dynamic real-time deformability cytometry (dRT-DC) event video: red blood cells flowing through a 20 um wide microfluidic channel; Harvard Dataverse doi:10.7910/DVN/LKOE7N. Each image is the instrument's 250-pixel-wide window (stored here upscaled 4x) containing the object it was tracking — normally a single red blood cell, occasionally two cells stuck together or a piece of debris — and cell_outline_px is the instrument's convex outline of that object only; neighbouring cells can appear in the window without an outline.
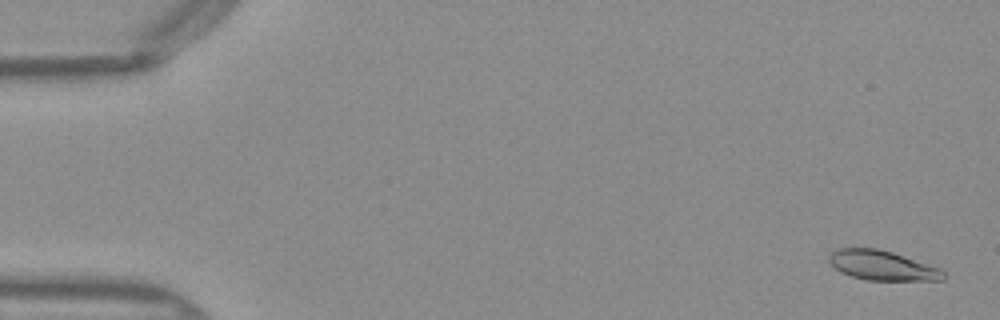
{"species": "Egyptian fruit bat (a non-hibernating species)", "species_latin": "Rousettus aegyptiacus", "temperature_condition": "warm", "stored_images_in_passage": 52, "segment_of_instrument_passage": [1, 2], "camera_frame_rate_fps": 3000, "um_per_image_px": 0.085, "frame": {"image": 1, "passage_image": 2, "time_ms": 0.333, "image_size_px": [1000, 320], "cell_outline_px": [[948, 276], [944, 280], [868, 280], [852, 276], [840, 272], [828, 260], [828, 256], [832, 252], [840, 248], [876, 248], [892, 252], [940, 268]], "centroid_in_image_um": [75.01, 22.57], "position_along_channel_um": 10.0, "area_um2": 19.65}}
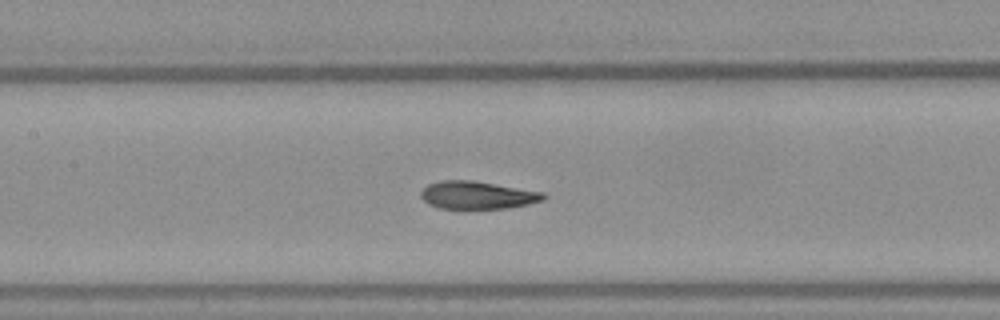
{"frame": {"image": 2, "passage_image": 24, "time_ms": 7.667, "image_size_px": [1000, 320], "cell_outline_px": [[548, 196], [544, 200], [528, 204], [508, 208], [464, 212], [440, 208], [428, 204], [420, 196], [420, 192], [428, 184], [440, 180], [472, 180], [544, 192]], "centroid_in_image_um": [40.56, 16.63], "position_along_channel_um": 166.8, "area_um2": 20.81}}
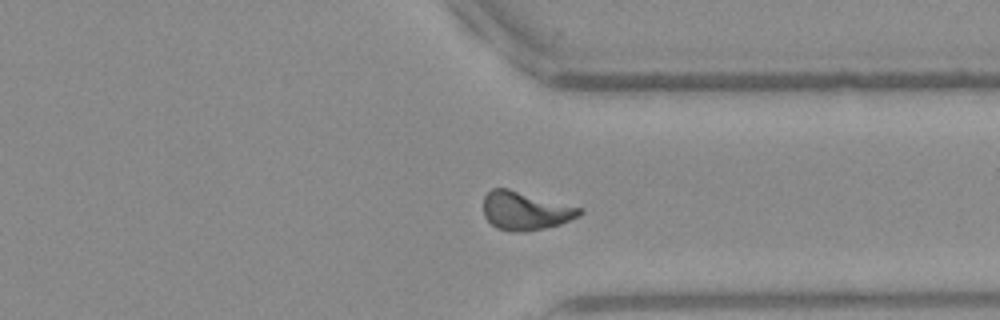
{"frame": {"image": 3, "passage_image": 39, "time_ms": 12.667, "image_size_px": [1000, 320], "cell_outline_px": [[584, 212], [580, 216], [560, 224], [544, 228], [524, 232], [508, 232], [496, 228], [484, 216], [484, 196], [492, 188], [508, 188], [584, 208]], "centroid_in_image_um": [44.68, 17.92], "position_along_channel_um": 366.7, "area_um2": 21.79}}